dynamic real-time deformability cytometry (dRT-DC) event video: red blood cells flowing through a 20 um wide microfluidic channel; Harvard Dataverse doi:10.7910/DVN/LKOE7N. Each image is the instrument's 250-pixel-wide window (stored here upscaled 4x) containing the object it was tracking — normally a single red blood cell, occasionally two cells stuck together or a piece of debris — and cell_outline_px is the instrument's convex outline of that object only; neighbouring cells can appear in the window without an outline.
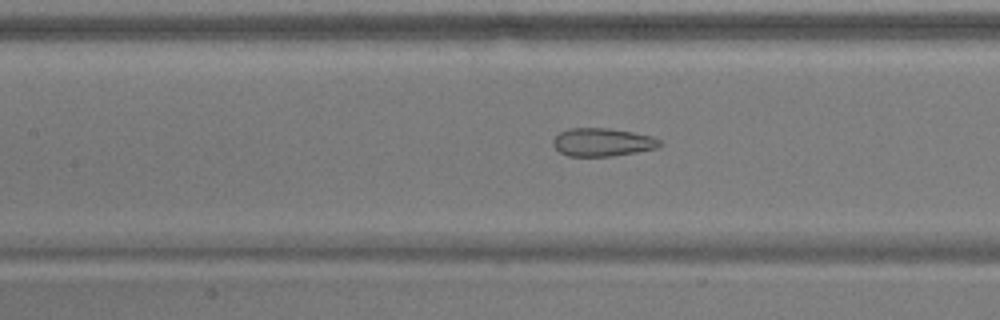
{"species": "common noctule bat (a hibernating species)", "species_latin": "Nyctalus noctula", "temperature_condition": "warm", "stored_images_in_passage": 43, "camera_frame_rate_fps": 3000, "um_per_image_px": 0.085, "animal": {"sex": "male", "body_mass_g": 17.9}, "frame": {"image": 1, "passage_image": 13, "time_ms": 4.0, "image_size_px": [1000, 320], "cell_outline_px": [[664, 144], [660, 148], [612, 156], [568, 156], [560, 152], [552, 144], [552, 140], [560, 132], [568, 128], [608, 128], [632, 132], [652, 136], [660, 140]], "centroid_in_image_um": [51.24, 12.09], "position_along_channel_um": 156.2, "area_um2": 17.63}}
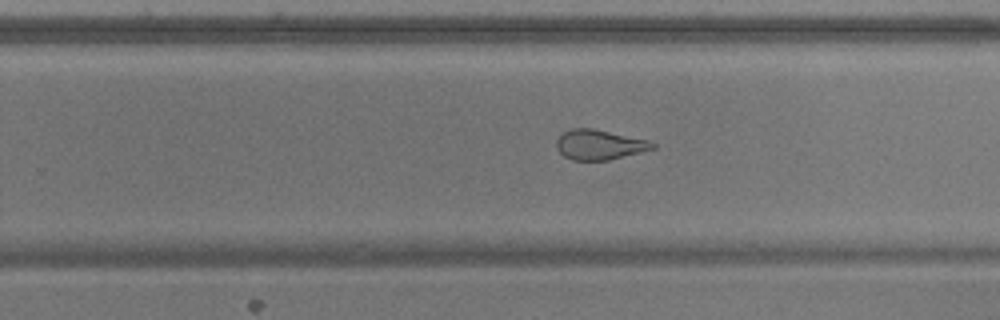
{"frame": {"image": 2, "passage_image": 23, "time_ms": 7.333, "image_size_px": [1000, 320], "cell_outline_px": [[656, 148], [608, 160], [572, 160], [564, 156], [556, 148], [556, 140], [564, 132], [572, 128], [592, 128], [648, 140], [656, 144]], "centroid_in_image_um": [50.94, 12.3], "position_along_channel_um": 278.9, "area_um2": 16.65}}
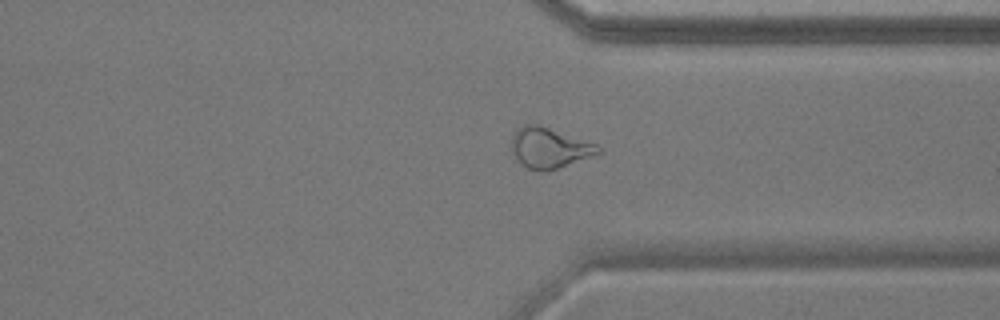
{"frame": {"image": 3, "passage_image": 30, "time_ms": 9.667, "image_size_px": [1000, 320], "cell_outline_px": [[600, 152], [556, 168], [544, 172], [528, 168], [520, 164], [512, 152], [512, 136], [520, 128], [528, 124], [540, 124], [596, 144], [600, 148]], "centroid_in_image_um": [46.65, 12.56], "position_along_channel_um": 364.8, "area_um2": 19.88}, "authors_computed_cell_mechanics": {"area_um2": 19.8832, "velocity_mm_per_s": 3.6915, "shape_relaxation_time_tau1_ms": null, "shape_relaxation_time_tau2_ms": 0.8603, "deformation_change_tau1": null, "deformation_change_tau2": 0.0808}}